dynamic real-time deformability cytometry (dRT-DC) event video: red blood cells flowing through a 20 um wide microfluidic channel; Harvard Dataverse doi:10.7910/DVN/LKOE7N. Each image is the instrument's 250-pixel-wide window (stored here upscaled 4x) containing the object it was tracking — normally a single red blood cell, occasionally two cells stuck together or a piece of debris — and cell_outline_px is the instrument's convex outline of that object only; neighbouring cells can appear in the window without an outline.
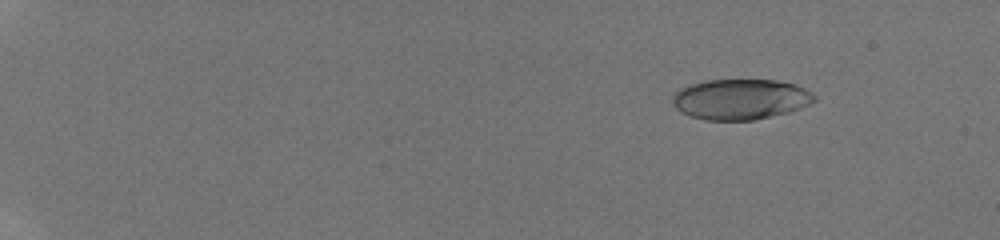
{"species": "human", "species_latin": "Homo sapiens", "temperature_condition": "room temperature", "stored_images_in_passage": 25, "camera_frame_rate_fps": 3000, "um_per_image_px": 0.085, "donor": {"sex": "male"}, "frame": {"image": 1, "passage_image": 10, "time_ms": 2.667, "image_size_px": [1000, 240], "cell_outline_px": [[816, 100], [800, 108], [788, 112], [756, 120], [704, 120], [680, 112], [672, 104], [672, 96], [680, 88], [688, 84], [704, 80], [776, 80], [796, 84], [812, 92], [816, 96]], "centroid_in_image_um": [62.92, 8.43], "position_along_channel_um": 22.1, "area_um2": 33.7}}
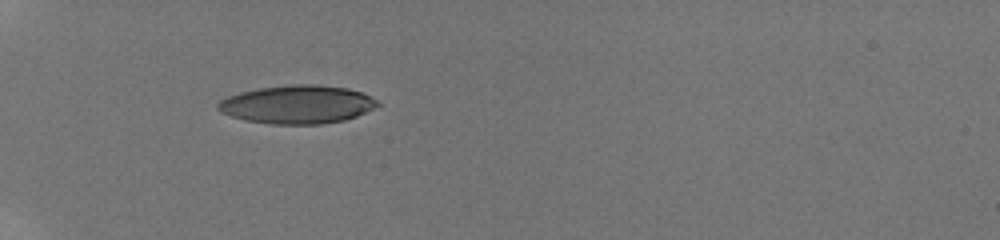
{"frame": {"image": 2, "passage_image": 24, "time_ms": 7.0, "image_size_px": [1000, 240], "cell_outline_px": [[380, 104], [356, 116], [344, 120], [320, 124], [272, 124], [244, 120], [220, 112], [216, 108], [216, 104], [220, 100], [228, 96], [240, 92], [260, 88], [292, 84], [316, 84], [348, 88], [360, 92], [376, 100]], "centroid_in_image_um": [25.22, 8.87], "position_along_channel_um": 59.8, "area_um2": 35.49}}